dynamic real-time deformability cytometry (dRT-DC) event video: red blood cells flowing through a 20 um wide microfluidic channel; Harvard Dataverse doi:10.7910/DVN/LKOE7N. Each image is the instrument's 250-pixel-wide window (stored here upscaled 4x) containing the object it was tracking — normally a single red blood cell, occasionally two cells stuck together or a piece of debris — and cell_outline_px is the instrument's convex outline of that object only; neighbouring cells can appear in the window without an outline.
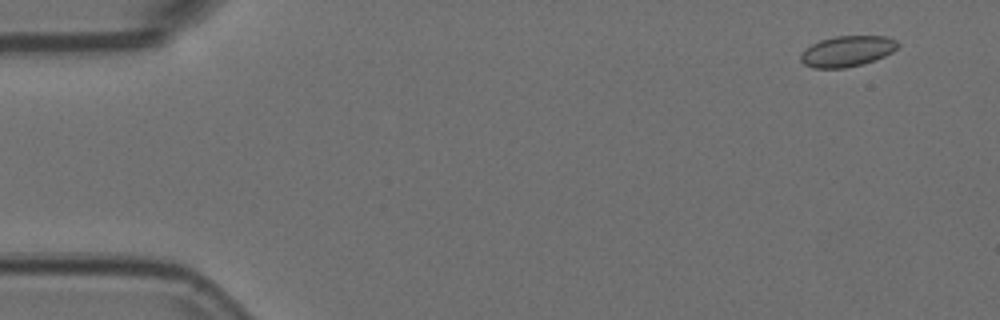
{"species": "Egyptian fruit bat (a non-hibernating species)", "species_latin": "Rousettus aegyptiacus", "temperature_condition": "room temperature", "stored_images_in_passage": 11, "camera_frame_rate_fps": 3000, "um_per_image_px": 0.085, "animal": {"sex": "female"}, "frame": {"image": 1, "passage_image": 4, "time_ms": 1.0, "image_size_px": [1000, 320], "cell_outline_px": [[900, 44], [892, 52], [884, 56], [860, 64], [844, 68], [812, 68], [804, 64], [800, 60], [800, 56], [812, 44], [820, 40], [836, 36], [888, 36], [896, 40]], "centroid_in_image_um": [72.02, 4.34], "position_along_channel_um": 13.0, "area_um2": 17.17}}